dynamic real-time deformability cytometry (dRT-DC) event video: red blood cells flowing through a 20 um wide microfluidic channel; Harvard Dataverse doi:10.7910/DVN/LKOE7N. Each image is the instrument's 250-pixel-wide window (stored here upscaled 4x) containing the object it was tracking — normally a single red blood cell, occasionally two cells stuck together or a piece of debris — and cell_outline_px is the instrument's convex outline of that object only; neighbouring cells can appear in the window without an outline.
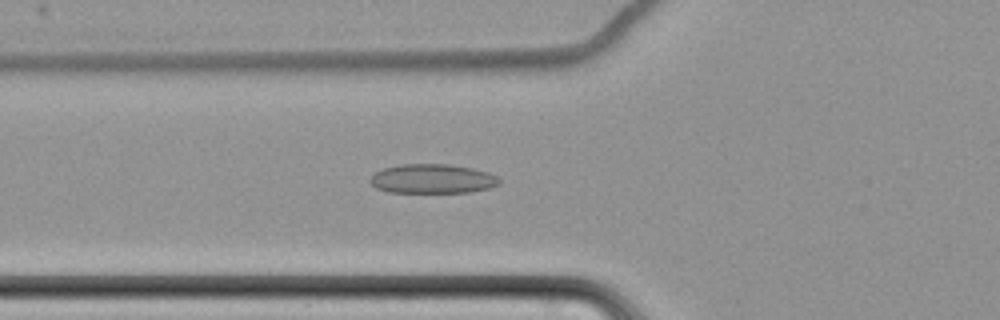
{"species": "common noctule bat (a hibernating species)", "species_latin": "Nyctalus noctula", "temperature_condition": "cold", "stored_images_in_passage": 7, "camera_frame_rate_fps": 3000, "um_per_image_px": 0.085, "animal": {"sex": "female", "body_mass_g": 22.7, "forearm_length_mm": 54.2}, "frame": {"image": 1, "passage_image": 7, "time_ms": 7.333, "image_size_px": [1000, 320], "cell_outline_px": [[500, 184], [488, 188], [468, 192], [388, 192], [376, 188], [368, 180], [376, 172], [384, 168], [400, 164], [448, 164], [472, 168], [488, 172], [496, 176], [500, 180]], "centroid_in_image_um": [36.75, 15.19], "position_along_channel_um": 89.1, "area_um2": 21.96}}